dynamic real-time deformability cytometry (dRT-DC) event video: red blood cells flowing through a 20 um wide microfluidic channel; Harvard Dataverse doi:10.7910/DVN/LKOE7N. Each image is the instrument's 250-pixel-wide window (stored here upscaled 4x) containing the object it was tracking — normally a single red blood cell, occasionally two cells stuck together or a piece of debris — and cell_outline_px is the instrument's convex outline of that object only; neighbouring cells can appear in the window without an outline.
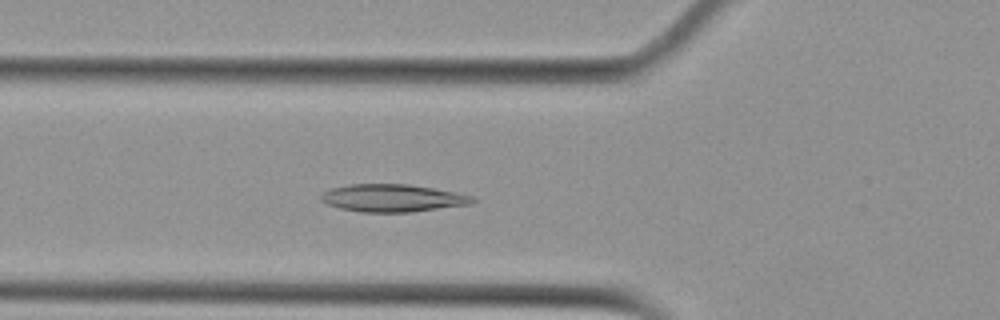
{"species": "Egyptian fruit bat (a non-hibernating species)", "species_latin": "Rousettus aegyptiacus", "temperature_condition": "cold", "stored_images_in_passage": 52, "camera_frame_rate_fps": 3000, "um_per_image_px": 0.085, "animal": {"sex": "female"}, "frame": {"image": 1, "passage_image": 18, "time_ms": 5.667, "image_size_px": [1000, 320], "cell_outline_px": [[476, 200], [472, 204], [412, 212], [360, 212], [340, 208], [328, 204], [320, 200], [320, 196], [324, 192], [332, 188], [348, 184], [408, 184], [432, 188], [472, 196]], "centroid_in_image_um": [33.35, 16.84], "position_along_channel_um": 92.4, "area_um2": 24.22}}
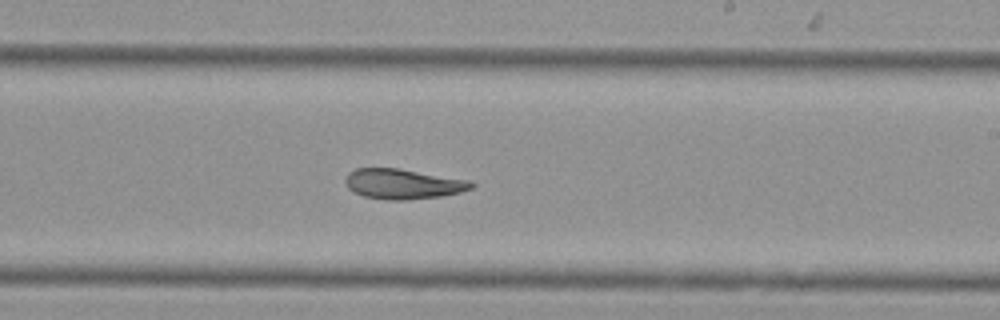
{"frame": {"image": 2, "passage_image": 31, "time_ms": 10.0, "image_size_px": [1000, 320], "cell_outline_px": [[476, 184], [472, 188], [460, 192], [440, 196], [404, 200], [388, 200], [364, 196], [348, 188], [344, 180], [348, 172], [356, 168], [400, 168], [472, 180]], "centroid_in_image_um": [34.28, 15.62], "position_along_channel_um": 254.7, "area_um2": 22.25}}
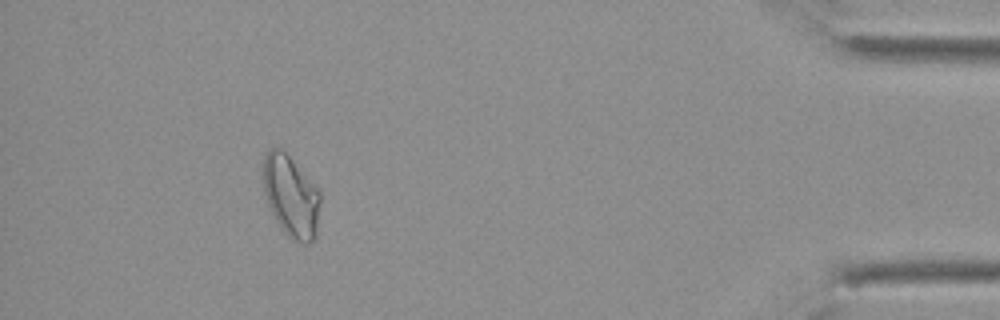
{"frame": {"image": 3, "passage_image": 48, "time_ms": 15.667, "image_size_px": [1000, 320], "cell_outline_px": [[320, 204], [316, 240], [308, 244], [300, 244], [292, 240], [280, 228], [268, 204], [264, 192], [260, 168], [264, 156], [268, 148], [276, 144], [292, 160], [320, 192]], "centroid_in_image_um": [24.7, 16.68], "position_along_channel_um": 410.5, "area_um2": 27.74}}